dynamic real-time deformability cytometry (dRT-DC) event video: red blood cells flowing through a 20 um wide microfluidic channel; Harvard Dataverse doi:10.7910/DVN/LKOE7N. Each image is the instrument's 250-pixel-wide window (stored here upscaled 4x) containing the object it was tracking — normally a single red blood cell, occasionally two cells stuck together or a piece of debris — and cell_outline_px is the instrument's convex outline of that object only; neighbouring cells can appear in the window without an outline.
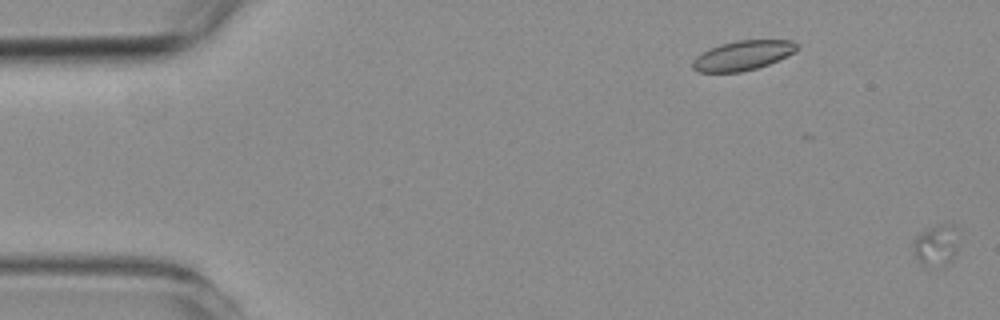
{"species": "common noctule bat (a hibernating species)", "species_latin": "Nyctalus noctula", "temperature_condition": "room temperature", "stored_images_in_passage": 22, "camera_frame_rate_fps": 3000, "um_per_image_px": 0.085, "animal": {"sex": "female", "body_mass_g": 19.3, "forearm_length_mm": 54.1}, "frame": {"image": 1, "passage_image": 1, "time_ms": 0.0, "image_size_px": [1000, 320], "cell_outline_px": [[956, 252], [952, 260], [948, 264], [940, 268], [924, 268], [916, 260], [916, 240], [924, 232], [940, 224], [952, 224], [956, 244]], "centroid_in_image_um": [79.59, 20.98], "position_along_channel_um": 5.4, "area_um2": 10.4}}